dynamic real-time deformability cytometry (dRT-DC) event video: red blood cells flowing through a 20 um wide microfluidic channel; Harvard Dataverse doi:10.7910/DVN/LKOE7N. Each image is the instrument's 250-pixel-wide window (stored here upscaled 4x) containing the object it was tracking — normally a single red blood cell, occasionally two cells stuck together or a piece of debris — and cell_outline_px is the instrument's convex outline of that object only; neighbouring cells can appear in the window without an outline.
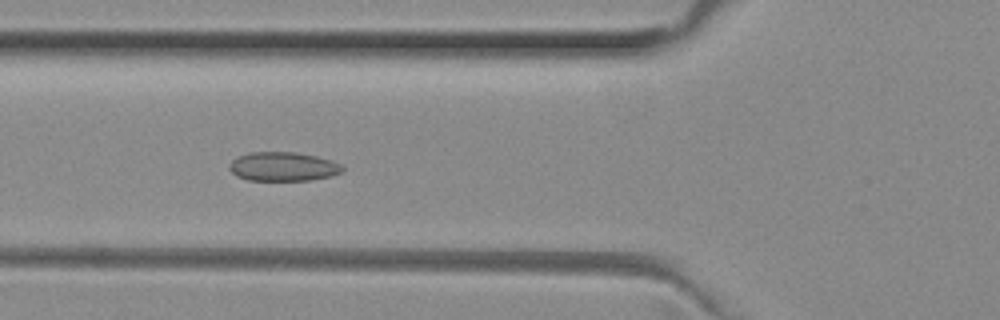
{"species": "common noctule bat (a hibernating species)", "species_latin": "Nyctalus noctula", "temperature_condition": "room temperature", "stored_images_in_passage": 52, "camera_frame_rate_fps": 3000, "um_per_image_px": 0.085, "animal": {"sex": "female", "body_mass_g": 29.2, "forearm_length_mm": 56.3}, "frame": {"image": 1, "passage_image": 19, "time_ms": 6.0, "image_size_px": [1000, 320], "cell_outline_px": [[344, 172], [332, 176], [312, 180], [248, 180], [236, 176], [228, 168], [228, 164], [236, 156], [248, 152], [296, 152], [316, 156], [332, 160], [340, 164], [344, 168]], "centroid_in_image_um": [24.06, 14.15], "position_along_channel_um": 101.7, "area_um2": 19.42}}
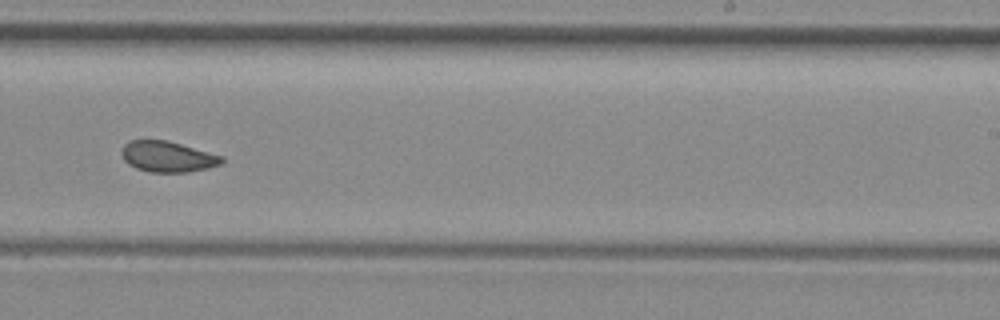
{"frame": {"image": 2, "passage_image": 32, "time_ms": 10.333, "image_size_px": [1000, 320], "cell_outline_px": [[224, 160], [220, 164], [208, 168], [188, 172], [148, 172], [136, 168], [128, 164], [124, 160], [120, 152], [124, 144], [128, 140], [168, 140], [224, 156]], "centroid_in_image_um": [14.23, 13.31], "position_along_channel_um": 274.8, "area_um2": 18.15}}
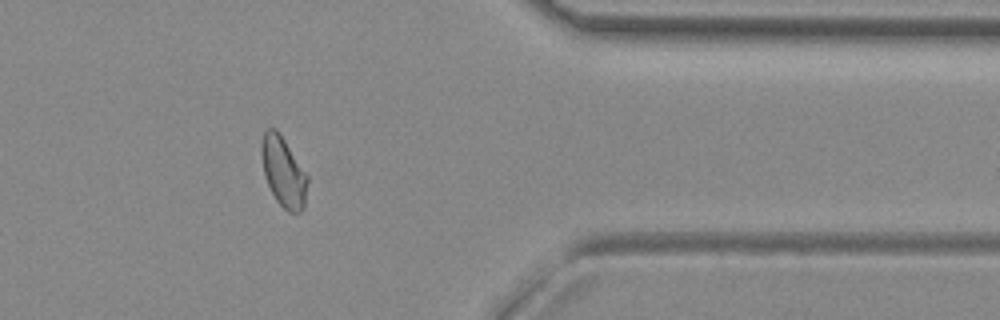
{"frame": {"image": 3, "passage_image": 42, "time_ms": 13.667, "image_size_px": [1000, 320], "cell_outline_px": [[308, 184], [304, 208], [300, 212], [288, 212], [276, 200], [264, 176], [260, 152], [260, 144], [264, 132], [268, 128], [276, 128], [308, 176]], "centroid_in_image_um": [24.08, 14.61], "position_along_channel_um": 387.3, "area_um2": 18.73}, "authors_computed_cell_mechanics": {"area_um2": 18.785, "velocity_mm_per_s": 3.9916, "shape_relaxation_time_tau1_ms": null, "shape_relaxation_time_tau2_ms": 1.2628, "deformation_change_tau1": null, "deformation_change_tau2": 0.0546}}